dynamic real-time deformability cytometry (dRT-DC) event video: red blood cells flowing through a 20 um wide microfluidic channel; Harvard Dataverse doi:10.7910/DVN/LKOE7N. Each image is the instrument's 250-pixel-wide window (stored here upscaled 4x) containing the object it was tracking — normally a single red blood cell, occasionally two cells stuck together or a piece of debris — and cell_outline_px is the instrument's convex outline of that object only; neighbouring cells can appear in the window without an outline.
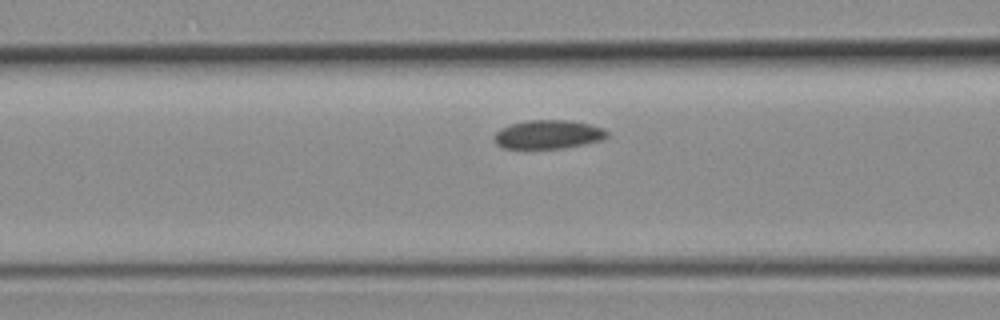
{"species": "common noctule bat (a hibernating species)", "species_latin": "Nyctalus noctula", "temperature_condition": "room temperature", "stored_images_in_passage": 7, "camera_frame_rate_fps": 3000, "um_per_image_px": 0.085, "animal": {"sex": "female", "body_mass_g": 19.3, "forearm_length_mm": 54.1}, "frame": {"image": 1, "passage_image": 7, "time_ms": 8.333, "image_size_px": [1000, 320], "cell_outline_px": [[608, 136], [604, 140], [564, 148], [504, 148], [496, 144], [496, 132], [500, 128], [512, 124], [528, 120], [572, 120], [604, 128], [608, 132]], "centroid_in_image_um": [46.65, 11.42], "position_along_channel_um": 120.0, "area_um2": 18.84}}